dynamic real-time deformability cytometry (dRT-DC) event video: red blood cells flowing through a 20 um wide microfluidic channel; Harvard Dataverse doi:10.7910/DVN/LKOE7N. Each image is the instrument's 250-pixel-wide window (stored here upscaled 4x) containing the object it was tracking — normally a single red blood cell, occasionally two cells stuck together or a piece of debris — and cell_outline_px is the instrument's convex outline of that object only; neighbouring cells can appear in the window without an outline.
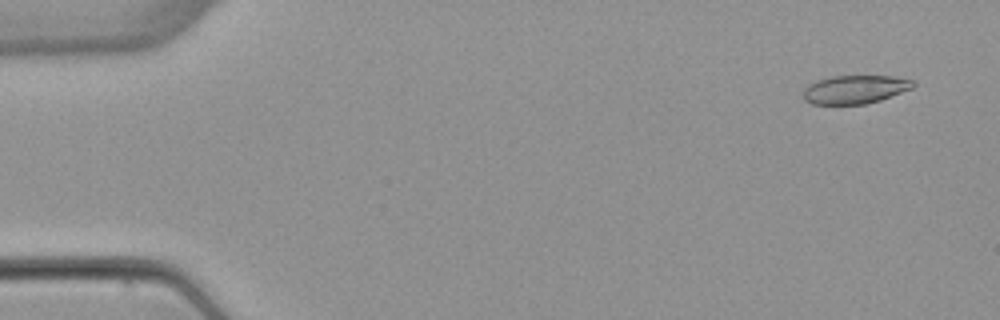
{"species": "common noctule bat (a hibernating species)", "species_latin": "Nyctalus noctula", "temperature_condition": "warm", "stored_images_in_passage": 52, "camera_frame_rate_fps": 3000, "um_per_image_px": 0.085, "animal": {"sex": "female", "body_mass_g": 22.7, "forearm_length_mm": 54.2}, "frame": {"image": 1, "passage_image": 3, "time_ms": 0.667, "image_size_px": [1000, 320], "cell_outline_px": [[916, 84], [912, 88], [880, 100], [864, 104], [812, 104], [804, 100], [804, 88], [808, 84], [816, 80], [832, 76], [892, 76], [916, 80]], "centroid_in_image_um": [72.68, 7.59], "position_along_channel_um": 12.3, "area_um2": 18.26}}
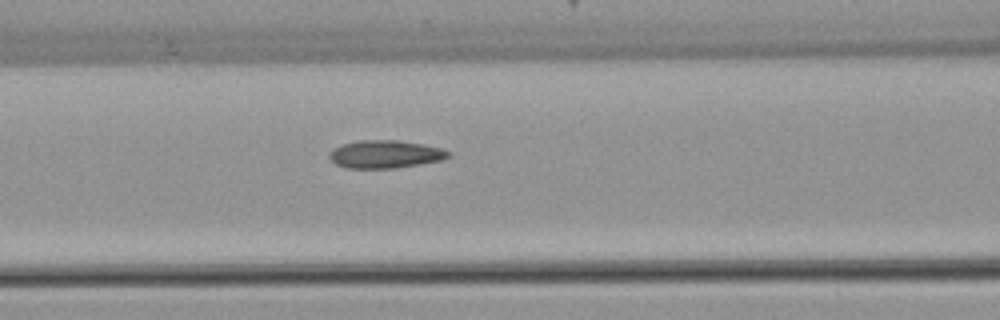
{"frame": {"image": 2, "passage_image": 22, "time_ms": 7.0, "image_size_px": [1000, 320], "cell_outline_px": [[452, 156], [440, 160], [420, 164], [396, 168], [344, 168], [336, 164], [328, 156], [328, 152], [344, 144], [360, 140], [396, 140], [424, 144], [440, 148], [452, 152]], "centroid_in_image_um": [32.77, 13.11], "position_along_channel_um": 133.8, "area_um2": 19.31}}
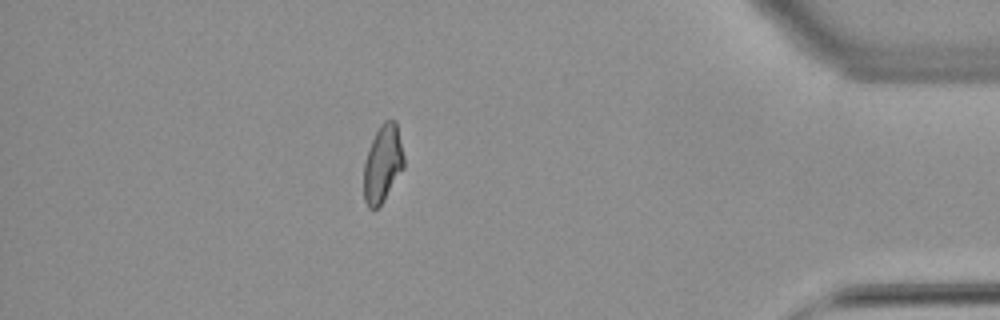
{"frame": {"image": 3, "passage_image": 46, "time_ms": 15.0, "image_size_px": [1000, 320], "cell_outline_px": [[404, 168], [380, 204], [376, 208], [368, 208], [364, 200], [364, 164], [372, 140], [380, 124], [384, 120], [396, 120], [404, 156]], "centroid_in_image_um": [32.54, 13.88], "position_along_channel_um": 402.7, "area_um2": 17.8}, "authors_computed_cell_mechanics": {"area_um2": 18.9295, "velocity_mm_per_s": 3.9072, "shape_relaxation_time_tau1_ms": 9.116, "shape_relaxation_time_tau2_ms": 2.5246, "deformation_change_tau1": 0.2198, "deformation_change_tau2": 0.1025}}